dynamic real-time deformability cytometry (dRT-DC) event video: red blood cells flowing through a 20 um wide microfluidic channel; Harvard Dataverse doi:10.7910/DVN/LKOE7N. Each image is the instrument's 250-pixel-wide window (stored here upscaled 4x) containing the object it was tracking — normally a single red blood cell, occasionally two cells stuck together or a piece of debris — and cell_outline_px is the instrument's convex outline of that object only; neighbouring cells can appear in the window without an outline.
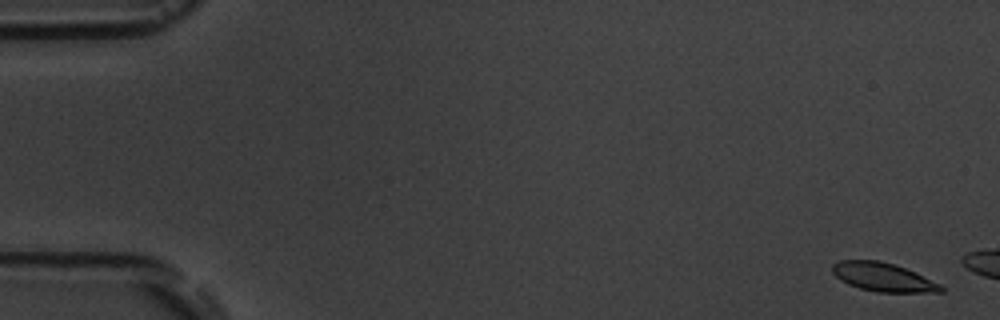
{"species": "common noctule bat (a hibernating species)", "species_latin": "Nyctalus noctula", "temperature_condition": "room temperature", "stored_images_in_passage": 3, "camera_frame_rate_fps": 3000, "um_per_image_px": 0.085, "animal": {"sex": "male", "body_mass_g": 19.5, "forearm_length_mm": 54.6}, "frame": {"image": 1, "passage_image": 1, "time_ms": 0.0, "image_size_px": [1000, 320], "cell_outline_px": [[944, 292], [876, 292], [860, 288], [848, 284], [840, 280], [832, 272], [832, 264], [840, 260], [880, 260], [904, 268], [940, 284], [944, 288]], "centroid_in_image_um": [75.02, 23.56], "position_along_channel_um": 10.0, "area_um2": 17.92}}